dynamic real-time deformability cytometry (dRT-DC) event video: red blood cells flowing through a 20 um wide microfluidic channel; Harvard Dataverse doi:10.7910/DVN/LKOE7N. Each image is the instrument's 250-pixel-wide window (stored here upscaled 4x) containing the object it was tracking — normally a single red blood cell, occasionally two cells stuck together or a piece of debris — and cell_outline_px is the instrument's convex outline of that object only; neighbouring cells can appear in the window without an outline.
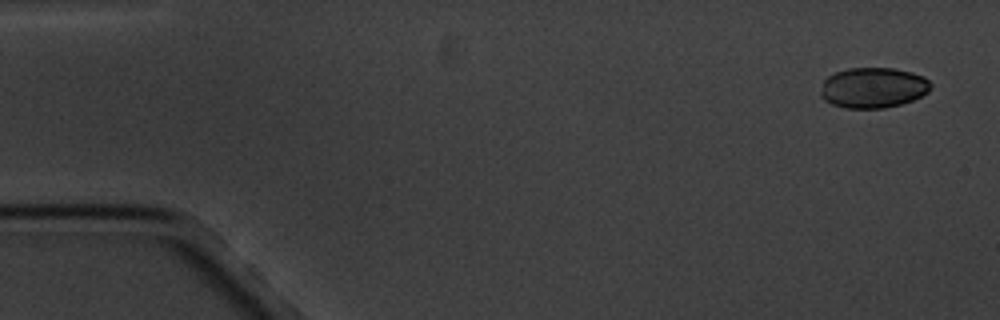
{"species": "common noctule bat (a hibernating species)", "species_latin": "Nyctalus noctula", "temperature_condition": "cold", "stored_images_in_passage": 5, "camera_frame_rate_fps": 3000, "um_per_image_px": 0.085, "animal": {"sex": "male", "body_mass_g": 20.1, "forearm_length_mm": 53.5}, "frame": {"image": 1, "passage_image": 1, "time_ms": 0.0, "image_size_px": [1000, 320], "cell_outline_px": [[932, 88], [928, 92], [912, 100], [900, 104], [884, 108], [844, 108], [832, 104], [824, 100], [820, 96], [820, 92], [824, 80], [828, 76], [836, 72], [848, 68], [892, 68], [912, 72], [924, 76], [932, 84]], "centroid_in_image_um": [74.22, 7.45], "position_along_channel_um": 10.8, "area_um2": 26.07}}
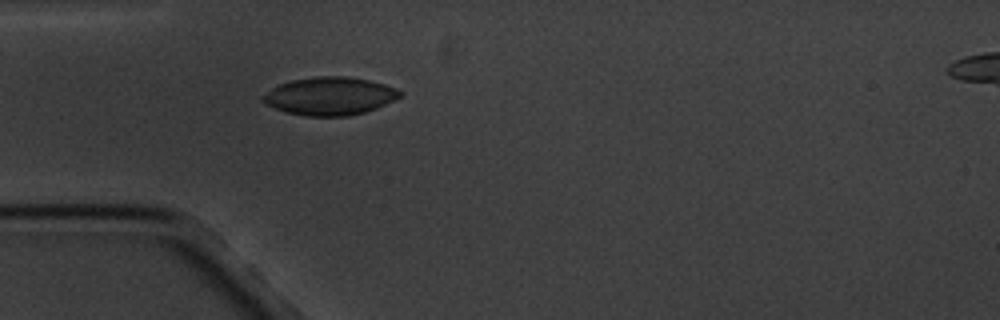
{"frame": {"image": 2, "passage_image": 5, "time_ms": 4.667, "image_size_px": [1000, 320], "cell_outline_px": [[404, 96], [396, 100], [376, 108], [364, 112], [348, 116], [304, 116], [288, 112], [276, 108], [260, 100], [260, 96], [276, 84], [292, 80], [316, 76], [348, 76], [368, 80], [384, 84], [396, 88], [404, 92]], "centroid_in_image_um": [28.05, 8.16], "position_along_channel_um": 57.0, "area_um2": 30.63}}